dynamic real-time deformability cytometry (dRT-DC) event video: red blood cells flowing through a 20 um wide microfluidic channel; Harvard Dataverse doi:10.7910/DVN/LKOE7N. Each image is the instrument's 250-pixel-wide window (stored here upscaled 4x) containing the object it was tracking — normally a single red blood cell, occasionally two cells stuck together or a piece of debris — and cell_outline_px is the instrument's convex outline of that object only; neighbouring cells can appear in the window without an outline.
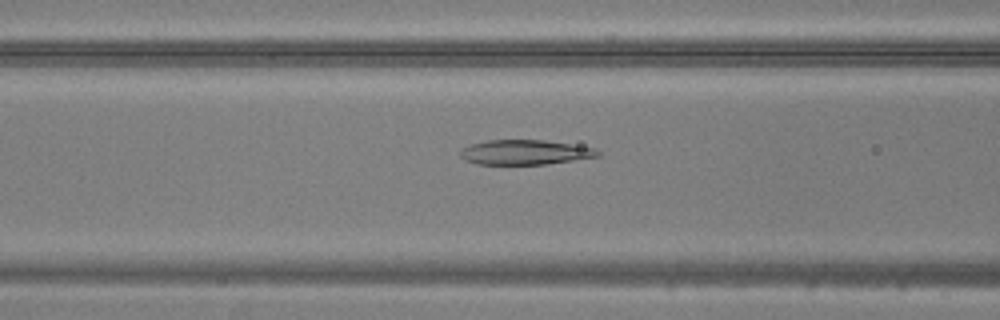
{"species": "common noctule bat (a hibernating species)", "species_latin": "Nyctalus noctula", "temperature_condition": "warm", "stored_images_in_passage": 39, "camera_frame_rate_fps": 3000, "um_per_image_px": 0.085, "animal": {"sex": "male", "body_mass_g": 20.5, "forearm_length_mm": 52.5}, "frame": {"image": 1, "passage_image": 10, "time_ms": 3.0, "image_size_px": [1000, 320], "cell_outline_px": [[600, 156], [544, 164], [476, 164], [464, 160], [460, 156], [460, 148], [472, 144], [488, 140], [544, 140], [596, 148], [600, 152]], "centroid_in_image_um": [44.59, 12.94], "position_along_channel_um": 122.0, "area_um2": 19.77}}
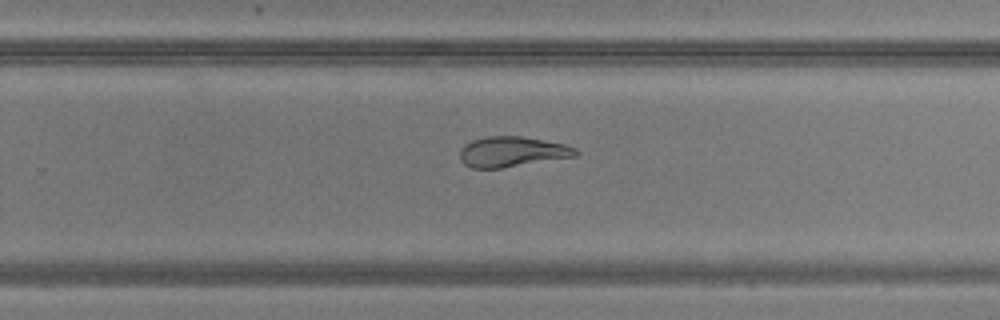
{"frame": {"image": 2, "passage_image": 22, "time_ms": 7.0, "image_size_px": [1000, 320], "cell_outline_px": [[580, 152], [576, 156], [500, 168], [472, 168], [464, 164], [460, 160], [460, 148], [464, 144], [472, 140], [488, 136], [520, 136], [564, 144], [576, 148]], "centroid_in_image_um": [43.5, 12.89], "position_along_channel_um": 286.3, "area_um2": 20.35}}
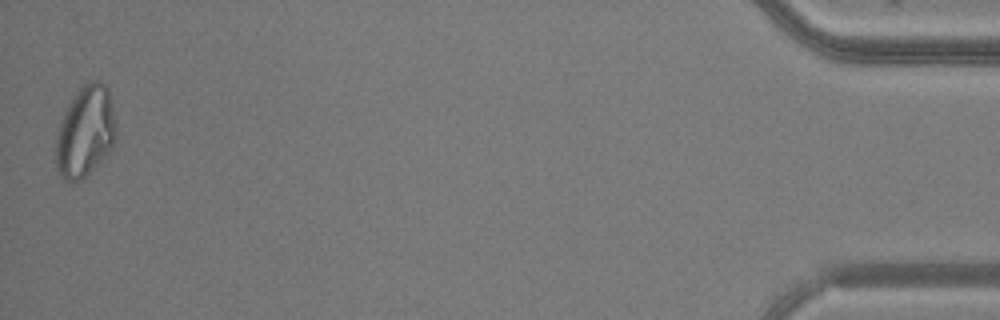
{"frame": {"image": 3, "passage_image": 39, "time_ms": 12.667, "image_size_px": [1000, 320], "cell_outline_px": [[116, 140], [112, 148], [80, 180], [64, 180], [60, 176], [56, 168], [56, 132], [64, 112], [68, 104], [76, 92], [88, 80], [100, 80], [108, 88], [116, 124]], "centroid_in_image_um": [7.24, 11.15], "position_along_channel_um": 428.0, "area_um2": 31.79}}